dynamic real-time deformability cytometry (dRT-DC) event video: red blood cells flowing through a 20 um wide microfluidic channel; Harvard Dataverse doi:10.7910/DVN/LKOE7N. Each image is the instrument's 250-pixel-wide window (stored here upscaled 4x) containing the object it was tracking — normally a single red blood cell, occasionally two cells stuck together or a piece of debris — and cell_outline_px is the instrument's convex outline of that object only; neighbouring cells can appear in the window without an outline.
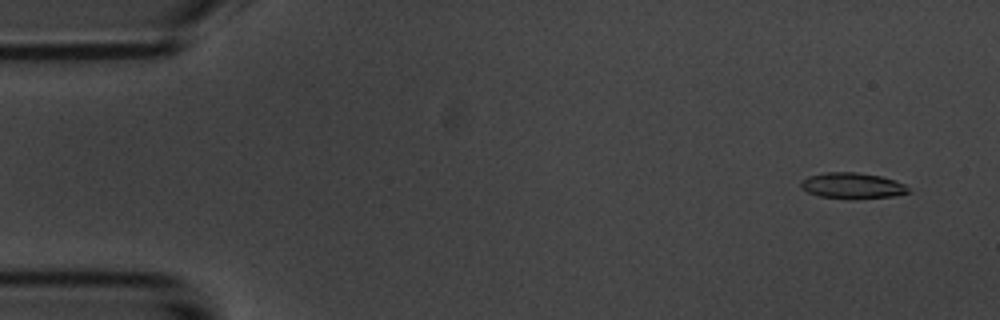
{"species": "common noctule bat (a hibernating species)", "species_latin": "Nyctalus noctula", "temperature_condition": "room temperature", "stored_images_in_passage": 55, "camera_frame_rate_fps": 3000, "um_per_image_px": 0.085, "animal": {"sex": "male", "body_mass_g": 20.1, "forearm_length_mm": 53.5}, "frame": {"image": 1, "passage_image": 4, "time_ms": 1.0, "image_size_px": [1000, 320], "cell_outline_px": [[912, 192], [896, 196], [856, 200], [848, 200], [820, 196], [808, 192], [800, 188], [800, 180], [808, 176], [828, 172], [856, 172], [880, 176], [904, 184]], "centroid_in_image_um": [72.44, 15.81], "position_along_channel_um": 12.6, "area_um2": 16.59}}
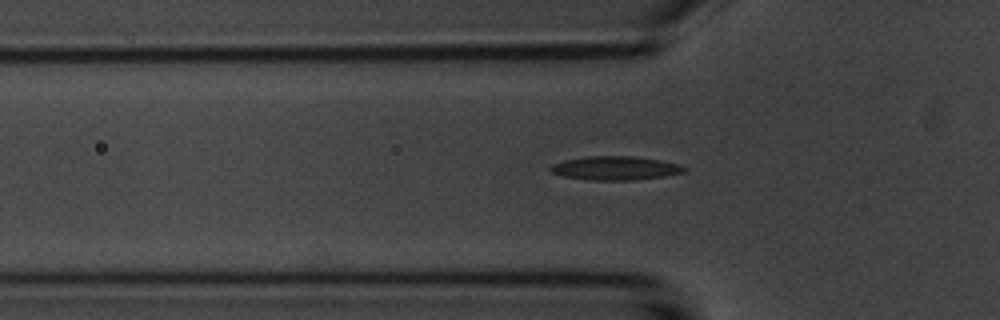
{"frame": {"image": 2, "passage_image": 18, "time_ms": 5.667, "image_size_px": [1000, 320], "cell_outline_px": [[688, 168], [684, 172], [664, 176], [636, 180], [588, 180], [564, 176], [552, 172], [548, 168], [552, 164], [564, 160], [588, 156], [632, 156], [660, 160], [676, 164]], "centroid_in_image_um": [52.28, 14.29], "position_along_channel_um": 73.5, "area_um2": 18.44}}
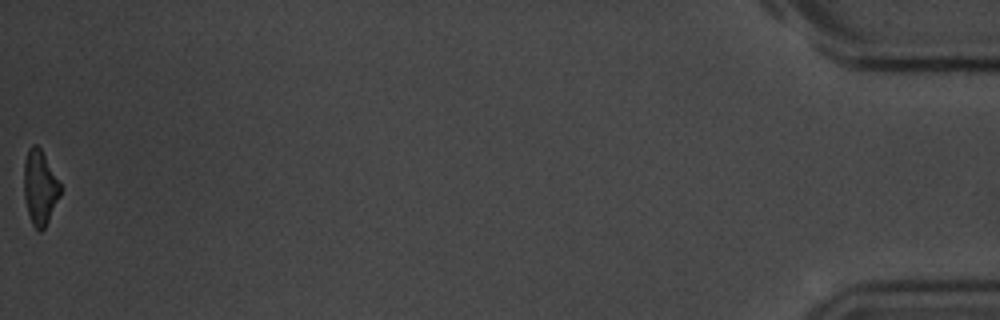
{"frame": {"image": 3, "passage_image": 55, "time_ms": 18.0, "image_size_px": [1000, 320], "cell_outline_px": [[60, 196], [44, 228], [40, 232], [32, 224], [28, 212], [24, 196], [24, 160], [28, 148], [32, 144], [36, 144], [40, 148], [60, 184]], "centroid_in_image_um": [3.37, 15.92], "position_along_channel_um": 431.8, "area_um2": 15.49}, "authors_computed_cell_mechanics": {"area_um2": 17.1088, "velocity_mm_per_s": 3.7025, "shape_relaxation_time_tau1_ms": 3.7221, "shape_relaxation_time_tau2_ms": 8.5054, "deformation_change_tau1": 0.1191, "deformation_change_tau2": 0.2084}}